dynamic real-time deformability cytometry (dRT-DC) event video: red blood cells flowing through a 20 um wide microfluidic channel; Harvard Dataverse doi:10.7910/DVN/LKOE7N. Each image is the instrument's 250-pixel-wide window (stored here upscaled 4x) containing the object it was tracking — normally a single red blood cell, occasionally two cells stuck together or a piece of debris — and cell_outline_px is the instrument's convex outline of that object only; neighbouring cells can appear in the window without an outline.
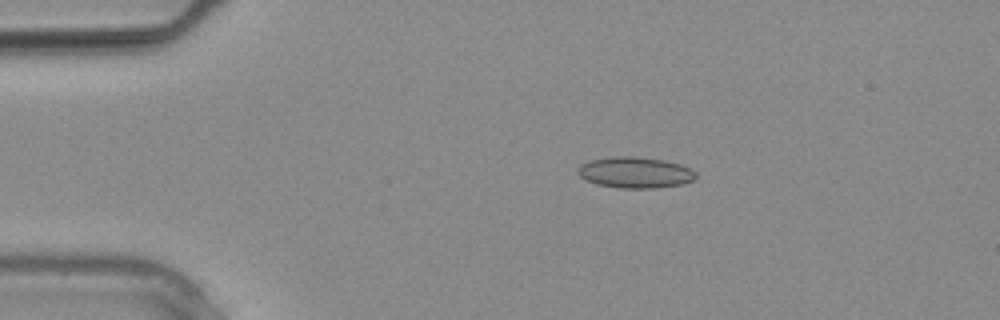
{"species": "common noctule bat (a hibernating species)", "species_latin": "Nyctalus noctula", "temperature_condition": "warm", "stored_images_in_passage": 10, "camera_frame_rate_fps": 3000, "um_per_image_px": 0.085, "animal": {"sex": "male", "body_mass_g": 20.4}, "frame": {"image": 1, "passage_image": 5, "time_ms": 1.333, "image_size_px": [1000, 320], "cell_outline_px": [[696, 176], [692, 180], [680, 184], [656, 188], [616, 188], [596, 184], [584, 180], [576, 172], [580, 164], [592, 160], [612, 156], [632, 156], [664, 160], [680, 164], [692, 168], [696, 172]], "centroid_in_image_um": [53.96, 14.66], "position_along_channel_um": 31.0, "area_um2": 21.5}}
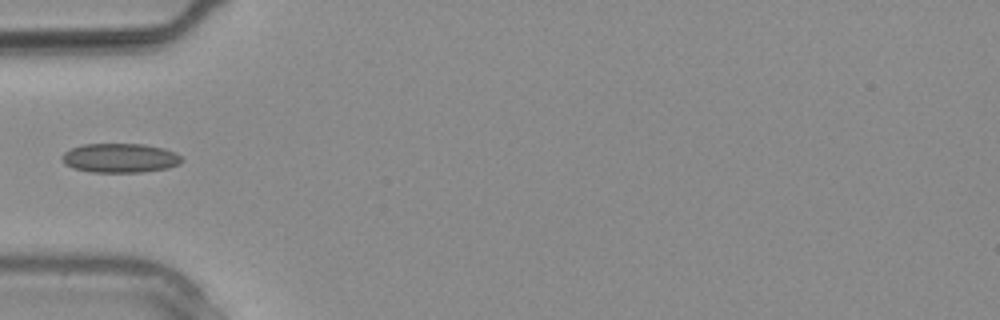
{"frame": {"image": 2, "passage_image": 9, "time_ms": 2.667, "image_size_px": [1000, 320], "cell_outline_px": [[184, 160], [180, 164], [168, 168], [140, 172], [92, 172], [72, 168], [64, 164], [60, 156], [64, 152], [72, 148], [84, 144], [144, 144], [164, 148], [176, 152]], "centroid_in_image_um": [10.21, 13.43], "position_along_channel_um": 74.8, "area_um2": 20.58}}